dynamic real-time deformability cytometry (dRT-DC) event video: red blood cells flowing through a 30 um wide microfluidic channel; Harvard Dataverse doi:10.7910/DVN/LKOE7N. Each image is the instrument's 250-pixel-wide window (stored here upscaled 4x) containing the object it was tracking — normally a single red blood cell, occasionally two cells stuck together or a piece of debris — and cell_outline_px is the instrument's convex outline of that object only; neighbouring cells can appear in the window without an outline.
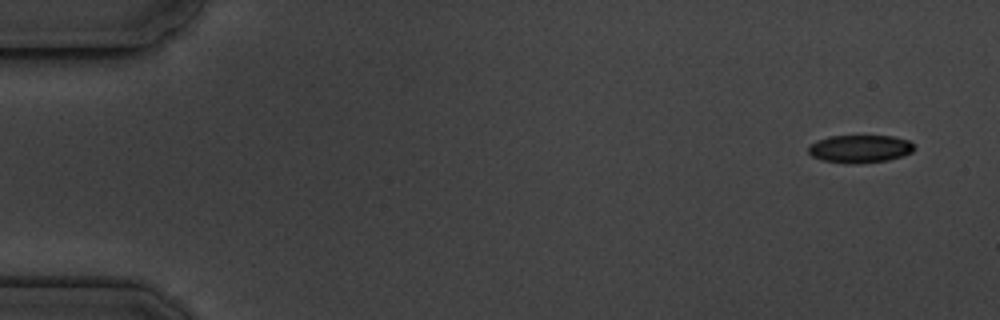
{"species": "common noctule bat (a hibernating species)", "species_latin": "Nyctalus noctula", "temperature_condition": "cold", "stored_images_in_passage": 5, "segment_of_instrument_passage": [1, 2], "camera_frame_rate_fps": 3000, "um_per_image_px": 0.085, "animal": {"sex": "male", "body_mass_g": 19.5, "forearm_length_mm": 54.6}, "frame": {"image": 1, "passage_image": 1, "time_ms": 0.0, "image_size_px": [1000, 320], "cell_outline_px": [[912, 152], [888, 160], [856, 164], [848, 164], [824, 160], [812, 156], [808, 152], [808, 148], [816, 140], [828, 136], [892, 136], [908, 140], [912, 144]], "centroid_in_image_um": [73.05, 12.65], "position_along_channel_um": 11.9, "area_um2": 16.99}}
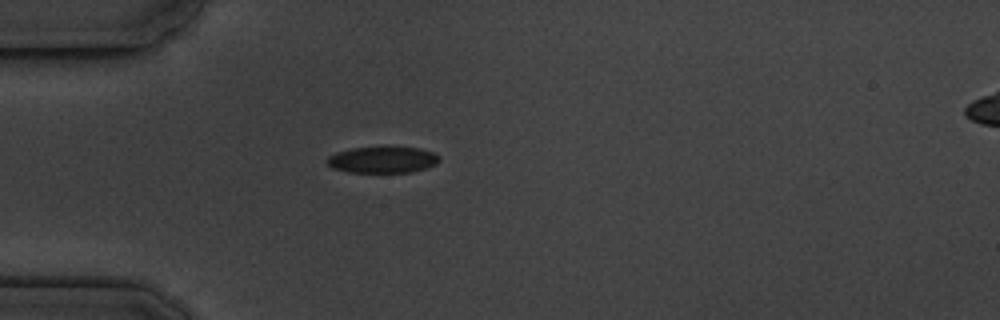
{"frame": {"image": 2, "passage_image": 4, "time_ms": 4.333, "image_size_px": [1000, 320], "cell_outline_px": [[440, 160], [436, 164], [412, 172], [348, 172], [332, 168], [328, 164], [328, 156], [336, 152], [352, 148], [388, 144], [420, 148], [432, 152], [440, 156]], "centroid_in_image_um": [32.54, 13.53], "position_along_channel_um": 52.5, "area_um2": 17.92}}